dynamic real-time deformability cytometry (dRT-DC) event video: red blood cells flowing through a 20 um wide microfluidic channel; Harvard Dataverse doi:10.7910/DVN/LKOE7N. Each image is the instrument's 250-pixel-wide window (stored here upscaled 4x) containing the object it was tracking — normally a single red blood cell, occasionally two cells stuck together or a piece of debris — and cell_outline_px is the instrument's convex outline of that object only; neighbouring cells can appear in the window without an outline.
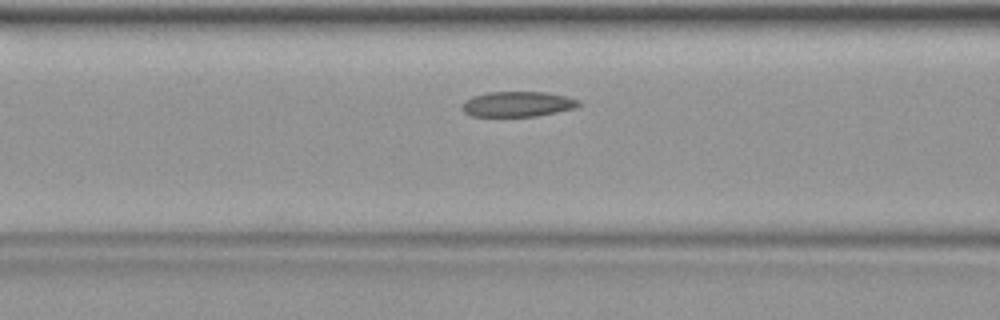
{"species": "common noctule bat (a hibernating species)", "species_latin": "Nyctalus noctula", "temperature_condition": "warm", "stored_images_in_passage": 34, "camera_frame_rate_fps": 3000, "um_per_image_px": 0.085, "animal": {"sex": "female", "body_mass_g": 19.9}, "frame": {"image": 1, "passage_image": 10, "time_ms": 3.0, "image_size_px": [1000, 320], "cell_outline_px": [[580, 104], [576, 108], [536, 116], [472, 116], [464, 112], [460, 108], [460, 104], [464, 100], [472, 96], [488, 92], [544, 92], [564, 96], [580, 100]], "centroid_in_image_um": [43.94, 8.85], "position_along_channel_um": 122.7, "area_um2": 17.22}}